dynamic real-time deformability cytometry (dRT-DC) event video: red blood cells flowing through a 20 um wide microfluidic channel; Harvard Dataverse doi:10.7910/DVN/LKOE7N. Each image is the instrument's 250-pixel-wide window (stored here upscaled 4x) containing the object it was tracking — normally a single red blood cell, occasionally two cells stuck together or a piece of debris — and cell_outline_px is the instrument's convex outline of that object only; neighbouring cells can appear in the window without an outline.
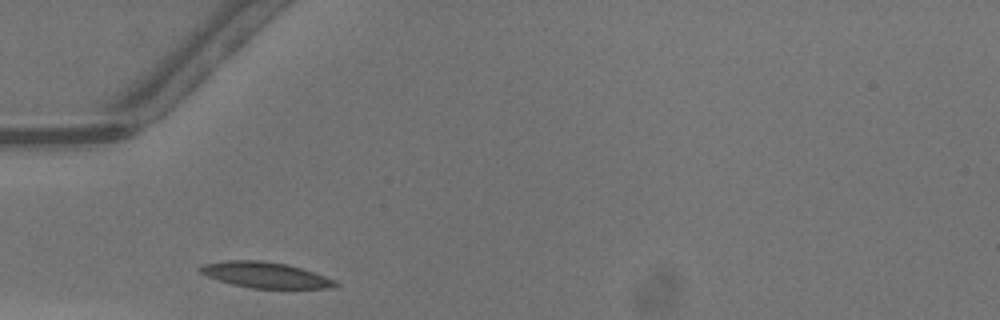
{"species": "common noctule bat (a hibernating species)", "species_latin": "Nyctalus noctula", "temperature_condition": "warm", "stored_images_in_passage": 23, "camera_frame_rate_fps": 3000, "um_per_image_px": 0.085, "animal": {"sex": "male", "body_mass_g": 13.3}, "frame": {"image": 1, "passage_image": 1, "time_ms": 0.0, "image_size_px": [1000, 320], "cell_outline_px": [[340, 284], [328, 288], [252, 288], [232, 284], [208, 276], [200, 272], [196, 268], [204, 264], [228, 260], [260, 260], [288, 264], [336, 280]], "centroid_in_image_um": [22.54, 23.36], "position_along_channel_um": 62.5, "area_um2": 20.06}}
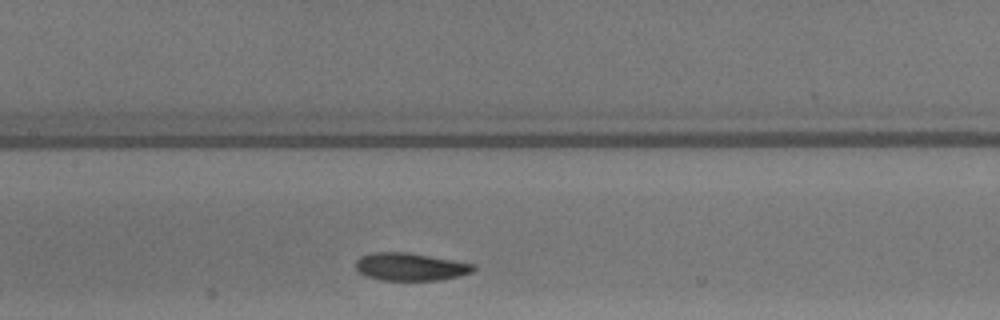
{"frame": {"image": 2, "passage_image": 9, "time_ms": 2.667, "image_size_px": [1000, 320], "cell_outline_px": [[476, 268], [472, 272], [460, 276], [440, 280], [380, 280], [368, 276], [360, 272], [356, 268], [356, 260], [360, 256], [372, 252], [408, 252], [476, 264]], "centroid_in_image_um": [34.9, 22.67], "position_along_channel_um": 172.5, "area_um2": 19.07}}
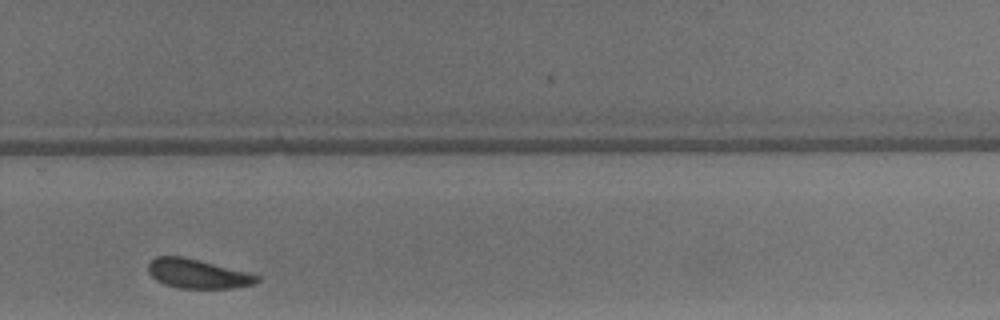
{"frame": {"image": 3, "passage_image": 19, "time_ms": 6.0, "image_size_px": [1000, 320], "cell_outline_px": [[260, 280], [252, 284], [232, 288], [180, 288], [164, 284], [156, 280], [148, 272], [148, 264], [156, 256], [184, 256], [260, 276]], "centroid_in_image_um": [16.75, 23.26], "position_along_channel_um": 313.0, "area_um2": 18.26}, "authors_computed_cell_mechanics": {"area_um2": 19.5364, "velocity_mm_per_s": 4.2322, "shape_relaxation_time_tau1_ms": 2.1124, "shape_relaxation_time_tau2_ms": 2.9822, "deformation_change_tau1": 0.1108, "deformation_change_tau2": 0.0919}}